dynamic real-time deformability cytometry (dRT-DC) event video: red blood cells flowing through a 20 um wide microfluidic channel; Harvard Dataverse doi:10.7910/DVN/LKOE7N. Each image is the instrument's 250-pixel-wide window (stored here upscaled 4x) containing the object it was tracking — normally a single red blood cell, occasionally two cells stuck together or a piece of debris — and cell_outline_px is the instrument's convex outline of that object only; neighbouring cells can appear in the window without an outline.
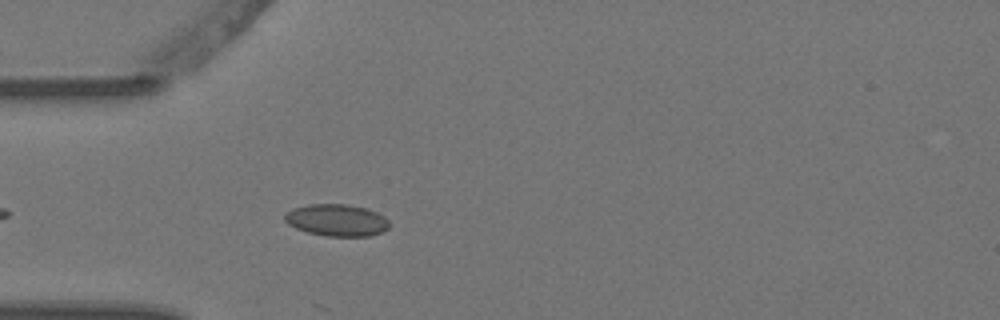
{"species": "Egyptian fruit bat (a non-hibernating species)", "species_latin": "Rousettus aegyptiacus", "temperature_condition": "warm", "stored_images_in_passage": 3, "camera_frame_rate_fps": 3000, "um_per_image_px": 0.085, "animal": {"sex": "female"}, "frame": {"image": 1, "passage_image": 3, "time_ms": 0.667, "image_size_px": [1000, 320], "cell_outline_px": [[388, 228], [380, 232], [368, 236], [324, 236], [308, 232], [296, 228], [288, 224], [284, 220], [284, 216], [292, 208], [308, 204], [348, 204], [368, 208], [384, 216], [388, 220]], "centroid_in_image_um": [28.61, 18.7], "position_along_channel_um": 56.4, "area_um2": 19.48}}